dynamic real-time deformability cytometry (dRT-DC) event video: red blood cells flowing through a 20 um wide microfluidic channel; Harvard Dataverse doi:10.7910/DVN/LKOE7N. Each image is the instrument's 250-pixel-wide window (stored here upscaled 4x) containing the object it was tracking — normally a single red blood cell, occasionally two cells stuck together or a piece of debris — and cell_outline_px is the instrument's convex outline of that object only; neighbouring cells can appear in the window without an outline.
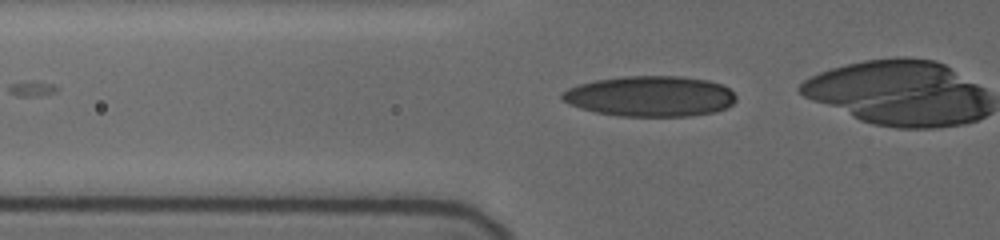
{"species": "human", "species_latin": "Homo sapiens", "temperature_condition": "cold", "stored_images_in_passage": 14, "camera_frame_rate_fps": 3000, "um_per_image_px": 0.085, "donor": {"sex": "female"}, "frame": {"image": 1, "passage_image": 3, "time_ms": 1.333, "image_size_px": [1000, 240], "cell_outline_px": [[736, 100], [728, 108], [716, 112], [692, 116], [620, 116], [596, 112], [580, 108], [568, 104], [560, 100], [560, 92], [568, 88], [580, 84], [596, 80], [624, 76], [680, 76], [708, 80], [720, 84], [728, 88], [736, 96]], "centroid_in_image_um": [55.26, 8.19], "position_along_channel_um": 70.5, "area_um2": 41.38}}
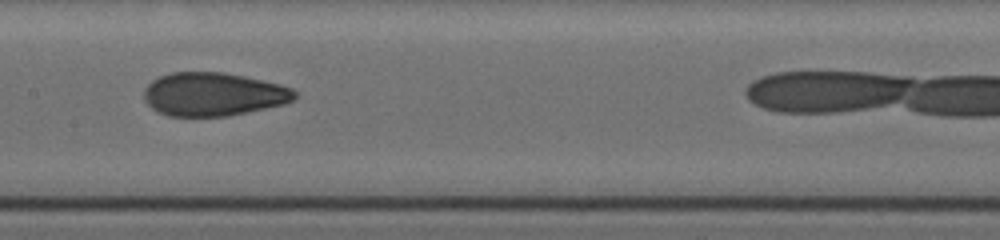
{"frame": {"image": 2, "passage_image": 8, "time_ms": 4.667, "image_size_px": [1000, 240], "cell_outline_px": [[296, 96], [292, 100], [284, 104], [228, 116], [168, 116], [156, 112], [144, 100], [144, 88], [152, 80], [160, 76], [172, 72], [224, 72], [244, 76], [280, 84], [292, 88], [296, 92]], "centroid_in_image_um": [18.11, 8.01], "position_along_channel_um": 189.3, "area_um2": 38.21}}
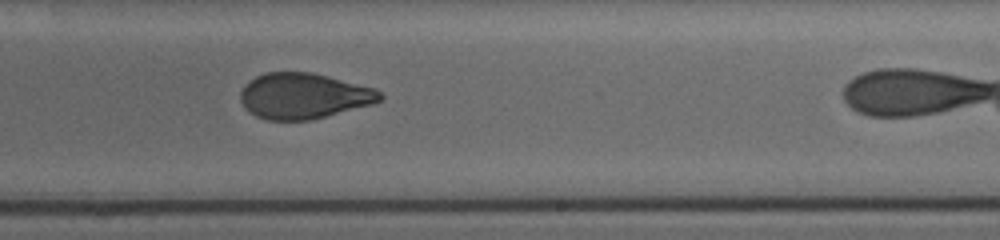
{"frame": {"image": 3, "passage_image": 11, "time_ms": 6.667, "image_size_px": [1000, 240], "cell_outline_px": [[384, 100], [372, 104], [308, 120], [268, 120], [256, 116], [240, 100], [240, 92], [244, 84], [256, 76], [264, 72], [312, 72], [376, 88], [384, 96]], "centroid_in_image_um": [25.83, 8.13], "position_along_channel_um": 263.2, "area_um2": 36.99}}